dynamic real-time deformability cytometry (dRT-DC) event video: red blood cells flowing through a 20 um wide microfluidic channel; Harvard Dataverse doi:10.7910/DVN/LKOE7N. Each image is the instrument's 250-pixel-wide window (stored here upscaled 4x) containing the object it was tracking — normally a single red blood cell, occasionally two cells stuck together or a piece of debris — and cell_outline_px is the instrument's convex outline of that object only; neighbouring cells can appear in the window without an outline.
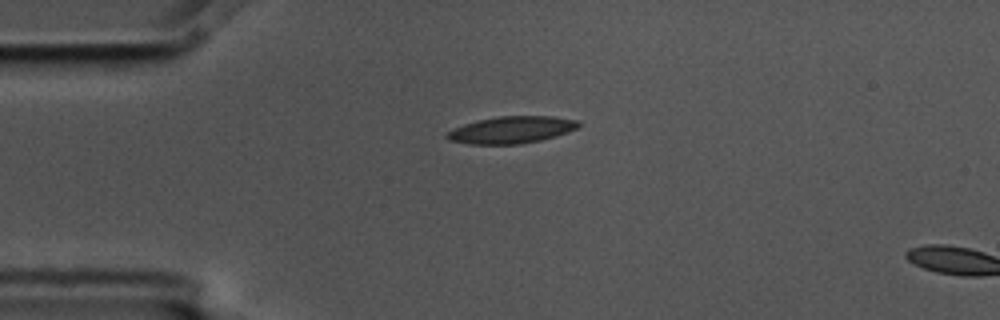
{"species": "common noctule bat (a hibernating species)", "species_latin": "Nyctalus noctula", "temperature_condition": "cold", "stored_images_in_passage": 2, "camera_frame_rate_fps": 3000, "um_per_image_px": 0.085, "animal": {"sex": "male", "body_mass_g": 17.5, "forearm_length_mm": 52.3}, "frame": {"image": 1, "passage_image": 1, "time_ms": 0.0, "image_size_px": [1000, 320], "cell_outline_px": [[580, 124], [576, 128], [556, 136], [540, 140], [520, 144], [468, 144], [448, 140], [444, 136], [448, 132], [464, 124], [476, 120], [500, 116], [552, 116], [576, 120]], "centroid_in_image_um": [43.44, 11.04], "position_along_channel_um": 41.6, "area_um2": 20.52}}